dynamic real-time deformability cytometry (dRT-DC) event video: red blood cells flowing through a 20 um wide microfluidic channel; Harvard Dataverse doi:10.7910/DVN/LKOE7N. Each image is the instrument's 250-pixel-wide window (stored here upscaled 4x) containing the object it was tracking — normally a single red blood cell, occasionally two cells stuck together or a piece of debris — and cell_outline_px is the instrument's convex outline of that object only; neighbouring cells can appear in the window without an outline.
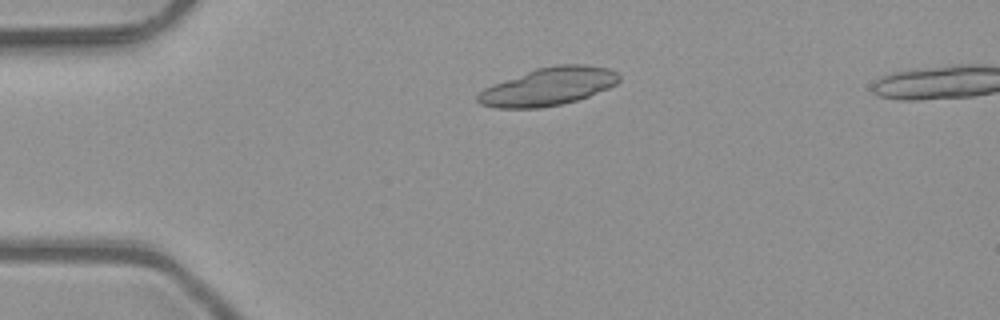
{"species": "common noctule bat (a hibernating species)", "species_latin": "Nyctalus noctula", "temperature_condition": "room temperature", "stored_images_in_passage": 45, "camera_frame_rate_fps": 3000, "um_per_image_px": 0.085, "animal": {"sex": "male", "body_mass_g": 23.1, "forearm_length_mm": 52.7}, "frame": {"image": 1, "passage_image": 7, "time_ms": 2.0, "image_size_px": [1000, 320], "cell_outline_px": [[620, 80], [616, 84], [608, 88], [588, 96], [576, 100], [560, 104], [540, 108], [496, 108], [480, 104], [476, 100], [476, 96], [484, 88], [536, 68], [556, 64], [584, 64], [608, 68], [616, 72], [620, 76]], "centroid_in_image_um": [46.62, 7.35], "position_along_channel_um": 38.4, "area_um2": 31.04}}